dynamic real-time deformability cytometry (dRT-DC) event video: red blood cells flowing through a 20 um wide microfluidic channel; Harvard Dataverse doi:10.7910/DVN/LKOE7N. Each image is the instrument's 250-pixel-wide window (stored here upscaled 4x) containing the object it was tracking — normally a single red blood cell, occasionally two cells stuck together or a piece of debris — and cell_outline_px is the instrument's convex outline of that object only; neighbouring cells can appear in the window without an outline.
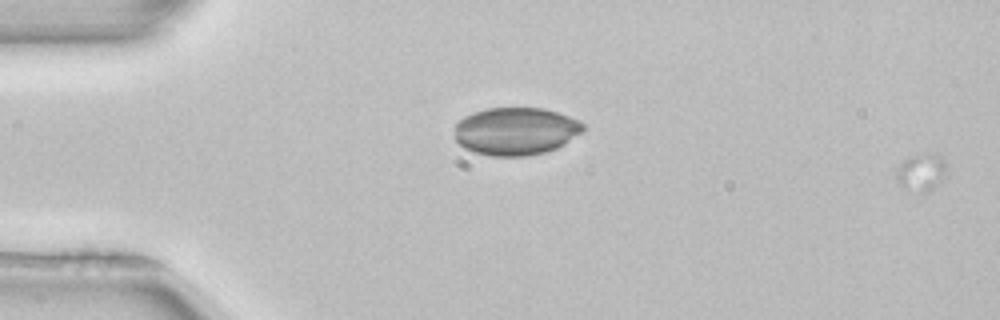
{"species": "common noctule bat (a hibernating species)", "species_latin": "Nyctalus noctula", "temperature_condition": "room temperature", "stored_images_in_passage": 15, "camera_frame_rate_fps": 3000, "um_per_image_px": 0.085, "animal": {"sex": "female", "body_mass_g": 22.7, "forearm_length_mm": 54.2}, "frame": {"image": 1, "passage_image": 1, "time_ms": 0.0, "image_size_px": [1000, 320], "cell_outline_px": [[948, 164], [944, 176], [940, 184], [924, 192], [908, 192], [900, 188], [896, 180], [896, 176], [900, 168], [916, 152], [940, 156]], "centroid_in_image_um": [78.33, 14.69], "position_along_channel_um": 6.7, "area_um2": 10.92}}